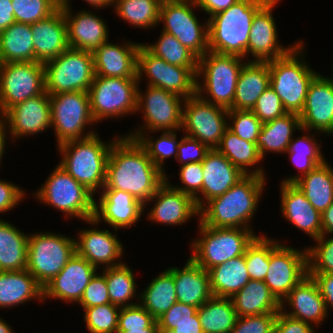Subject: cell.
I'll return each instance as SVG.
<instances>
[{"label":"cell","instance_id":"cell-1","mask_svg":"<svg viewBox=\"0 0 333 333\" xmlns=\"http://www.w3.org/2000/svg\"><path fill=\"white\" fill-rule=\"evenodd\" d=\"M164 181V173L136 139L123 134L113 142L102 189L128 192L145 205Z\"/></svg>","mask_w":333,"mask_h":333},{"label":"cell","instance_id":"cell-2","mask_svg":"<svg viewBox=\"0 0 333 333\" xmlns=\"http://www.w3.org/2000/svg\"><path fill=\"white\" fill-rule=\"evenodd\" d=\"M267 177L246 175L223 195L207 201L199 209L198 221L215 228L253 230L252 219L258 209Z\"/></svg>","mask_w":333,"mask_h":333},{"label":"cell","instance_id":"cell-3","mask_svg":"<svg viewBox=\"0 0 333 333\" xmlns=\"http://www.w3.org/2000/svg\"><path fill=\"white\" fill-rule=\"evenodd\" d=\"M118 137L117 133L106 142L97 132L83 139L64 142L56 146L61 156L58 165L96 196L105 186L110 148Z\"/></svg>","mask_w":333,"mask_h":333},{"label":"cell","instance_id":"cell-4","mask_svg":"<svg viewBox=\"0 0 333 333\" xmlns=\"http://www.w3.org/2000/svg\"><path fill=\"white\" fill-rule=\"evenodd\" d=\"M269 0H237L208 18L209 51L250 61L248 41L255 14Z\"/></svg>","mask_w":333,"mask_h":333},{"label":"cell","instance_id":"cell-5","mask_svg":"<svg viewBox=\"0 0 333 333\" xmlns=\"http://www.w3.org/2000/svg\"><path fill=\"white\" fill-rule=\"evenodd\" d=\"M304 47V41L299 40L285 56L267 61L271 88L281 99L285 110L297 114L304 108L310 83L319 74L306 61Z\"/></svg>","mask_w":333,"mask_h":333},{"label":"cell","instance_id":"cell-6","mask_svg":"<svg viewBox=\"0 0 333 333\" xmlns=\"http://www.w3.org/2000/svg\"><path fill=\"white\" fill-rule=\"evenodd\" d=\"M246 62L240 56L206 52L198 58L196 93L205 101L230 110L241 68Z\"/></svg>","mask_w":333,"mask_h":333},{"label":"cell","instance_id":"cell-7","mask_svg":"<svg viewBox=\"0 0 333 333\" xmlns=\"http://www.w3.org/2000/svg\"><path fill=\"white\" fill-rule=\"evenodd\" d=\"M34 192V199L62 212L64 219L94 218L95 196L58 164Z\"/></svg>","mask_w":333,"mask_h":333},{"label":"cell","instance_id":"cell-8","mask_svg":"<svg viewBox=\"0 0 333 333\" xmlns=\"http://www.w3.org/2000/svg\"><path fill=\"white\" fill-rule=\"evenodd\" d=\"M199 237L192 239L190 258L209 270L244 255L247 246L259 234L246 228H215L198 224Z\"/></svg>","mask_w":333,"mask_h":333},{"label":"cell","instance_id":"cell-9","mask_svg":"<svg viewBox=\"0 0 333 333\" xmlns=\"http://www.w3.org/2000/svg\"><path fill=\"white\" fill-rule=\"evenodd\" d=\"M142 91L137 89V110L142 113L140 127L124 135L137 139L142 133L159 131L180 132L182 127L184 98L176 93L159 87L148 86ZM144 92V93H143Z\"/></svg>","mask_w":333,"mask_h":333},{"label":"cell","instance_id":"cell-10","mask_svg":"<svg viewBox=\"0 0 333 333\" xmlns=\"http://www.w3.org/2000/svg\"><path fill=\"white\" fill-rule=\"evenodd\" d=\"M76 253L75 238L51 231L29 233L27 270L44 287Z\"/></svg>","mask_w":333,"mask_h":333},{"label":"cell","instance_id":"cell-11","mask_svg":"<svg viewBox=\"0 0 333 333\" xmlns=\"http://www.w3.org/2000/svg\"><path fill=\"white\" fill-rule=\"evenodd\" d=\"M49 96L51 128L56 137V146L97 133L92 129L97 124L91 114L88 92L76 91Z\"/></svg>","mask_w":333,"mask_h":333},{"label":"cell","instance_id":"cell-12","mask_svg":"<svg viewBox=\"0 0 333 333\" xmlns=\"http://www.w3.org/2000/svg\"><path fill=\"white\" fill-rule=\"evenodd\" d=\"M138 84L137 78L95 76L88 90L94 121L137 114Z\"/></svg>","mask_w":333,"mask_h":333},{"label":"cell","instance_id":"cell-13","mask_svg":"<svg viewBox=\"0 0 333 333\" xmlns=\"http://www.w3.org/2000/svg\"><path fill=\"white\" fill-rule=\"evenodd\" d=\"M45 89L49 95L88 92L94 77L92 52L68 48L44 64Z\"/></svg>","mask_w":333,"mask_h":333},{"label":"cell","instance_id":"cell-14","mask_svg":"<svg viewBox=\"0 0 333 333\" xmlns=\"http://www.w3.org/2000/svg\"><path fill=\"white\" fill-rule=\"evenodd\" d=\"M200 10L195 0L163 3L160 6L159 25L193 52L198 58L209 51L208 18L200 23L195 10Z\"/></svg>","mask_w":333,"mask_h":333},{"label":"cell","instance_id":"cell-15","mask_svg":"<svg viewBox=\"0 0 333 333\" xmlns=\"http://www.w3.org/2000/svg\"><path fill=\"white\" fill-rule=\"evenodd\" d=\"M306 276V247L300 250L269 238V267L264 282L275 298L281 302Z\"/></svg>","mask_w":333,"mask_h":333},{"label":"cell","instance_id":"cell-16","mask_svg":"<svg viewBox=\"0 0 333 333\" xmlns=\"http://www.w3.org/2000/svg\"><path fill=\"white\" fill-rule=\"evenodd\" d=\"M198 68L169 64L155 56L141 43L137 55V80L148 86L176 93L184 99L196 94Z\"/></svg>","mask_w":333,"mask_h":333},{"label":"cell","instance_id":"cell-17","mask_svg":"<svg viewBox=\"0 0 333 333\" xmlns=\"http://www.w3.org/2000/svg\"><path fill=\"white\" fill-rule=\"evenodd\" d=\"M45 91L43 63H0V117L14 105Z\"/></svg>","mask_w":333,"mask_h":333},{"label":"cell","instance_id":"cell-18","mask_svg":"<svg viewBox=\"0 0 333 333\" xmlns=\"http://www.w3.org/2000/svg\"><path fill=\"white\" fill-rule=\"evenodd\" d=\"M228 128V109L202 99L197 93L184 99L181 132L216 149Z\"/></svg>","mask_w":333,"mask_h":333},{"label":"cell","instance_id":"cell-19","mask_svg":"<svg viewBox=\"0 0 333 333\" xmlns=\"http://www.w3.org/2000/svg\"><path fill=\"white\" fill-rule=\"evenodd\" d=\"M84 222L91 227L84 228L76 234V253L98 270L101 267L105 269L122 265L124 247L117 237V230L114 234L108 228L99 229L97 226L99 223L94 218Z\"/></svg>","mask_w":333,"mask_h":333},{"label":"cell","instance_id":"cell-20","mask_svg":"<svg viewBox=\"0 0 333 333\" xmlns=\"http://www.w3.org/2000/svg\"><path fill=\"white\" fill-rule=\"evenodd\" d=\"M0 118L7 124L13 142L40 135L51 128L50 96L45 91L29 98L8 109Z\"/></svg>","mask_w":333,"mask_h":333},{"label":"cell","instance_id":"cell-21","mask_svg":"<svg viewBox=\"0 0 333 333\" xmlns=\"http://www.w3.org/2000/svg\"><path fill=\"white\" fill-rule=\"evenodd\" d=\"M281 0H269L254 16L248 41L250 61L267 62L285 56L299 41L284 47L278 39L273 9Z\"/></svg>","mask_w":333,"mask_h":333},{"label":"cell","instance_id":"cell-22","mask_svg":"<svg viewBox=\"0 0 333 333\" xmlns=\"http://www.w3.org/2000/svg\"><path fill=\"white\" fill-rule=\"evenodd\" d=\"M152 202V203H151ZM153 204V207L151 204ZM151 207L145 216L155 223L170 226L186 224L191 218L199 217V209L195 200L183 192L173 188L166 180L158 187L156 193L147 201ZM195 216V217H194Z\"/></svg>","mask_w":333,"mask_h":333},{"label":"cell","instance_id":"cell-23","mask_svg":"<svg viewBox=\"0 0 333 333\" xmlns=\"http://www.w3.org/2000/svg\"><path fill=\"white\" fill-rule=\"evenodd\" d=\"M98 269L75 253L63 269L43 287V302L47 299L64 303H79L84 290Z\"/></svg>","mask_w":333,"mask_h":333},{"label":"cell","instance_id":"cell-24","mask_svg":"<svg viewBox=\"0 0 333 333\" xmlns=\"http://www.w3.org/2000/svg\"><path fill=\"white\" fill-rule=\"evenodd\" d=\"M95 198L94 219L111 226L112 230L134 228L144 213V204L122 190L102 189Z\"/></svg>","mask_w":333,"mask_h":333},{"label":"cell","instance_id":"cell-25","mask_svg":"<svg viewBox=\"0 0 333 333\" xmlns=\"http://www.w3.org/2000/svg\"><path fill=\"white\" fill-rule=\"evenodd\" d=\"M299 117L302 128L333 136V84L321 73L310 83Z\"/></svg>","mask_w":333,"mask_h":333},{"label":"cell","instance_id":"cell-26","mask_svg":"<svg viewBox=\"0 0 333 333\" xmlns=\"http://www.w3.org/2000/svg\"><path fill=\"white\" fill-rule=\"evenodd\" d=\"M67 25L69 48L93 52L109 40V27L101 16L91 9H81L75 13L72 6H60Z\"/></svg>","mask_w":333,"mask_h":333},{"label":"cell","instance_id":"cell-27","mask_svg":"<svg viewBox=\"0 0 333 333\" xmlns=\"http://www.w3.org/2000/svg\"><path fill=\"white\" fill-rule=\"evenodd\" d=\"M280 305V311L287 316L310 323L317 329L330 315L318 285L311 276H306L296 285ZM286 307L290 308L287 310Z\"/></svg>","mask_w":333,"mask_h":333},{"label":"cell","instance_id":"cell-28","mask_svg":"<svg viewBox=\"0 0 333 333\" xmlns=\"http://www.w3.org/2000/svg\"><path fill=\"white\" fill-rule=\"evenodd\" d=\"M123 43V44H122ZM141 43L108 40L92 52L95 76L137 78V55Z\"/></svg>","mask_w":333,"mask_h":333},{"label":"cell","instance_id":"cell-29","mask_svg":"<svg viewBox=\"0 0 333 333\" xmlns=\"http://www.w3.org/2000/svg\"><path fill=\"white\" fill-rule=\"evenodd\" d=\"M280 211L290 224L312 240L322 235V216L294 183H280Z\"/></svg>","mask_w":333,"mask_h":333},{"label":"cell","instance_id":"cell-30","mask_svg":"<svg viewBox=\"0 0 333 333\" xmlns=\"http://www.w3.org/2000/svg\"><path fill=\"white\" fill-rule=\"evenodd\" d=\"M35 61L45 64L69 48L67 25L59 7L49 17L31 24Z\"/></svg>","mask_w":333,"mask_h":333},{"label":"cell","instance_id":"cell-31","mask_svg":"<svg viewBox=\"0 0 333 333\" xmlns=\"http://www.w3.org/2000/svg\"><path fill=\"white\" fill-rule=\"evenodd\" d=\"M203 183L201 207L210 199L223 195L246 175L217 149H210L202 161Z\"/></svg>","mask_w":333,"mask_h":333},{"label":"cell","instance_id":"cell-32","mask_svg":"<svg viewBox=\"0 0 333 333\" xmlns=\"http://www.w3.org/2000/svg\"><path fill=\"white\" fill-rule=\"evenodd\" d=\"M182 268L168 267L174 275L177 302L199 308L213 297L209 273L190 257Z\"/></svg>","mask_w":333,"mask_h":333},{"label":"cell","instance_id":"cell-33","mask_svg":"<svg viewBox=\"0 0 333 333\" xmlns=\"http://www.w3.org/2000/svg\"><path fill=\"white\" fill-rule=\"evenodd\" d=\"M33 300L43 302V287L27 269L0 271V310Z\"/></svg>","mask_w":333,"mask_h":333},{"label":"cell","instance_id":"cell-34","mask_svg":"<svg viewBox=\"0 0 333 333\" xmlns=\"http://www.w3.org/2000/svg\"><path fill=\"white\" fill-rule=\"evenodd\" d=\"M269 86L268 62L247 61L241 68L230 110L252 111L258 98Z\"/></svg>","mask_w":333,"mask_h":333},{"label":"cell","instance_id":"cell-35","mask_svg":"<svg viewBox=\"0 0 333 333\" xmlns=\"http://www.w3.org/2000/svg\"><path fill=\"white\" fill-rule=\"evenodd\" d=\"M298 131L303 132V135L293 136L284 154H288L289 161L297 168L298 173H300L287 176L282 179L281 183H295L299 178L308 174L327 160L321 148L323 141L316 139L317 136L315 135L317 134L315 131L302 127ZM311 132L313 133L311 134Z\"/></svg>","mask_w":333,"mask_h":333},{"label":"cell","instance_id":"cell-36","mask_svg":"<svg viewBox=\"0 0 333 333\" xmlns=\"http://www.w3.org/2000/svg\"><path fill=\"white\" fill-rule=\"evenodd\" d=\"M300 128L299 114L292 112H287L281 117L263 123L256 143L262 159L271 152L275 154L285 153L294 134Z\"/></svg>","mask_w":333,"mask_h":333},{"label":"cell","instance_id":"cell-37","mask_svg":"<svg viewBox=\"0 0 333 333\" xmlns=\"http://www.w3.org/2000/svg\"><path fill=\"white\" fill-rule=\"evenodd\" d=\"M216 149L245 175L267 177V171L262 164L260 166L264 160L260 156L256 143L241 139L227 128Z\"/></svg>","mask_w":333,"mask_h":333},{"label":"cell","instance_id":"cell-38","mask_svg":"<svg viewBox=\"0 0 333 333\" xmlns=\"http://www.w3.org/2000/svg\"><path fill=\"white\" fill-rule=\"evenodd\" d=\"M231 300L238 317L278 313L280 302L270 292L264 281L249 280L248 283Z\"/></svg>","mask_w":333,"mask_h":333},{"label":"cell","instance_id":"cell-39","mask_svg":"<svg viewBox=\"0 0 333 333\" xmlns=\"http://www.w3.org/2000/svg\"><path fill=\"white\" fill-rule=\"evenodd\" d=\"M28 234L11 222L0 219V271L27 268Z\"/></svg>","mask_w":333,"mask_h":333},{"label":"cell","instance_id":"cell-40","mask_svg":"<svg viewBox=\"0 0 333 333\" xmlns=\"http://www.w3.org/2000/svg\"><path fill=\"white\" fill-rule=\"evenodd\" d=\"M208 273L214 297L231 298L250 280L245 255L210 268Z\"/></svg>","mask_w":333,"mask_h":333},{"label":"cell","instance_id":"cell-41","mask_svg":"<svg viewBox=\"0 0 333 333\" xmlns=\"http://www.w3.org/2000/svg\"><path fill=\"white\" fill-rule=\"evenodd\" d=\"M294 184L321 214L333 203V167L327 160Z\"/></svg>","mask_w":333,"mask_h":333},{"label":"cell","instance_id":"cell-42","mask_svg":"<svg viewBox=\"0 0 333 333\" xmlns=\"http://www.w3.org/2000/svg\"><path fill=\"white\" fill-rule=\"evenodd\" d=\"M34 61L31 24L15 22L0 32V63Z\"/></svg>","mask_w":333,"mask_h":333},{"label":"cell","instance_id":"cell-43","mask_svg":"<svg viewBox=\"0 0 333 333\" xmlns=\"http://www.w3.org/2000/svg\"><path fill=\"white\" fill-rule=\"evenodd\" d=\"M177 302L174 275L167 268L139 293V304L156 320Z\"/></svg>","mask_w":333,"mask_h":333},{"label":"cell","instance_id":"cell-44","mask_svg":"<svg viewBox=\"0 0 333 333\" xmlns=\"http://www.w3.org/2000/svg\"><path fill=\"white\" fill-rule=\"evenodd\" d=\"M197 313L203 333H231L238 319L231 298L225 297L213 296Z\"/></svg>","mask_w":333,"mask_h":333},{"label":"cell","instance_id":"cell-45","mask_svg":"<svg viewBox=\"0 0 333 333\" xmlns=\"http://www.w3.org/2000/svg\"><path fill=\"white\" fill-rule=\"evenodd\" d=\"M130 267L124 261L122 265L105 268L101 272L106 277L111 303L120 308L139 304L140 292L136 290V277Z\"/></svg>","mask_w":333,"mask_h":333},{"label":"cell","instance_id":"cell-46","mask_svg":"<svg viewBox=\"0 0 333 333\" xmlns=\"http://www.w3.org/2000/svg\"><path fill=\"white\" fill-rule=\"evenodd\" d=\"M160 6L157 0H114L113 12L134 29L149 30L159 25Z\"/></svg>","mask_w":333,"mask_h":333},{"label":"cell","instance_id":"cell-47","mask_svg":"<svg viewBox=\"0 0 333 333\" xmlns=\"http://www.w3.org/2000/svg\"><path fill=\"white\" fill-rule=\"evenodd\" d=\"M155 43L143 45L155 56L162 58L169 64L187 68H198V57L186 46H183L176 37L161 30Z\"/></svg>","mask_w":333,"mask_h":333},{"label":"cell","instance_id":"cell-48","mask_svg":"<svg viewBox=\"0 0 333 333\" xmlns=\"http://www.w3.org/2000/svg\"><path fill=\"white\" fill-rule=\"evenodd\" d=\"M160 136L154 138L150 132L142 133L136 140L144 147L148 157L165 174V160L169 157L177 158L180 140L177 131H159ZM158 138V139H157Z\"/></svg>","mask_w":333,"mask_h":333},{"label":"cell","instance_id":"cell-49","mask_svg":"<svg viewBox=\"0 0 333 333\" xmlns=\"http://www.w3.org/2000/svg\"><path fill=\"white\" fill-rule=\"evenodd\" d=\"M120 307L106 303L85 308L82 316L89 333H116Z\"/></svg>","mask_w":333,"mask_h":333},{"label":"cell","instance_id":"cell-50","mask_svg":"<svg viewBox=\"0 0 333 333\" xmlns=\"http://www.w3.org/2000/svg\"><path fill=\"white\" fill-rule=\"evenodd\" d=\"M244 255L250 280L264 281L269 267V237L265 234L256 236Z\"/></svg>","mask_w":333,"mask_h":333},{"label":"cell","instance_id":"cell-51","mask_svg":"<svg viewBox=\"0 0 333 333\" xmlns=\"http://www.w3.org/2000/svg\"><path fill=\"white\" fill-rule=\"evenodd\" d=\"M60 3V0H12V7L17 23L34 24L53 14Z\"/></svg>","mask_w":333,"mask_h":333},{"label":"cell","instance_id":"cell-52","mask_svg":"<svg viewBox=\"0 0 333 333\" xmlns=\"http://www.w3.org/2000/svg\"><path fill=\"white\" fill-rule=\"evenodd\" d=\"M313 241L316 245L306 246L308 273H333V235Z\"/></svg>","mask_w":333,"mask_h":333},{"label":"cell","instance_id":"cell-53","mask_svg":"<svg viewBox=\"0 0 333 333\" xmlns=\"http://www.w3.org/2000/svg\"><path fill=\"white\" fill-rule=\"evenodd\" d=\"M178 177L182 184L173 185L170 183L169 175L164 174L165 180L175 189L191 196L196 203L198 209L201 208L203 168L202 162H192L183 166H179Z\"/></svg>","mask_w":333,"mask_h":333},{"label":"cell","instance_id":"cell-54","mask_svg":"<svg viewBox=\"0 0 333 333\" xmlns=\"http://www.w3.org/2000/svg\"><path fill=\"white\" fill-rule=\"evenodd\" d=\"M228 129L241 139L257 143L262 122L252 112L245 110H228Z\"/></svg>","mask_w":333,"mask_h":333},{"label":"cell","instance_id":"cell-55","mask_svg":"<svg viewBox=\"0 0 333 333\" xmlns=\"http://www.w3.org/2000/svg\"><path fill=\"white\" fill-rule=\"evenodd\" d=\"M156 319L140 304L120 308L117 330L149 328Z\"/></svg>","mask_w":333,"mask_h":333},{"label":"cell","instance_id":"cell-56","mask_svg":"<svg viewBox=\"0 0 333 333\" xmlns=\"http://www.w3.org/2000/svg\"><path fill=\"white\" fill-rule=\"evenodd\" d=\"M252 112L260 119L262 123L272 121L287 113L281 99L271 88V86H269L258 98L255 107L252 109Z\"/></svg>","mask_w":333,"mask_h":333},{"label":"cell","instance_id":"cell-57","mask_svg":"<svg viewBox=\"0 0 333 333\" xmlns=\"http://www.w3.org/2000/svg\"><path fill=\"white\" fill-rule=\"evenodd\" d=\"M111 303L106 277L99 271L86 286L83 296L78 303L83 310L93 306Z\"/></svg>","mask_w":333,"mask_h":333},{"label":"cell","instance_id":"cell-58","mask_svg":"<svg viewBox=\"0 0 333 333\" xmlns=\"http://www.w3.org/2000/svg\"><path fill=\"white\" fill-rule=\"evenodd\" d=\"M278 313L238 317L231 333H271Z\"/></svg>","mask_w":333,"mask_h":333},{"label":"cell","instance_id":"cell-59","mask_svg":"<svg viewBox=\"0 0 333 333\" xmlns=\"http://www.w3.org/2000/svg\"><path fill=\"white\" fill-rule=\"evenodd\" d=\"M182 136L178 146L176 162H178L180 166L192 162H202L210 149L197 139L187 135Z\"/></svg>","mask_w":333,"mask_h":333},{"label":"cell","instance_id":"cell-60","mask_svg":"<svg viewBox=\"0 0 333 333\" xmlns=\"http://www.w3.org/2000/svg\"><path fill=\"white\" fill-rule=\"evenodd\" d=\"M24 190L12 181L10 182V180L0 179V214L3 212L6 214L17 205L19 206L21 202L23 203V199L27 197Z\"/></svg>","mask_w":333,"mask_h":333},{"label":"cell","instance_id":"cell-61","mask_svg":"<svg viewBox=\"0 0 333 333\" xmlns=\"http://www.w3.org/2000/svg\"><path fill=\"white\" fill-rule=\"evenodd\" d=\"M312 324L291 318L279 311L275 319L273 333H316Z\"/></svg>","mask_w":333,"mask_h":333},{"label":"cell","instance_id":"cell-62","mask_svg":"<svg viewBox=\"0 0 333 333\" xmlns=\"http://www.w3.org/2000/svg\"><path fill=\"white\" fill-rule=\"evenodd\" d=\"M197 310V307L176 302L157 319V322L195 321Z\"/></svg>","mask_w":333,"mask_h":333},{"label":"cell","instance_id":"cell-63","mask_svg":"<svg viewBox=\"0 0 333 333\" xmlns=\"http://www.w3.org/2000/svg\"><path fill=\"white\" fill-rule=\"evenodd\" d=\"M159 333H203L202 326L195 314V321L158 322Z\"/></svg>","mask_w":333,"mask_h":333},{"label":"cell","instance_id":"cell-64","mask_svg":"<svg viewBox=\"0 0 333 333\" xmlns=\"http://www.w3.org/2000/svg\"><path fill=\"white\" fill-rule=\"evenodd\" d=\"M308 276H311L317 283L329 314L333 309V273H308Z\"/></svg>","mask_w":333,"mask_h":333},{"label":"cell","instance_id":"cell-65","mask_svg":"<svg viewBox=\"0 0 333 333\" xmlns=\"http://www.w3.org/2000/svg\"><path fill=\"white\" fill-rule=\"evenodd\" d=\"M237 0H195L196 5L200 8L201 11L207 14L208 18L220 11L225 10Z\"/></svg>","mask_w":333,"mask_h":333},{"label":"cell","instance_id":"cell-66","mask_svg":"<svg viewBox=\"0 0 333 333\" xmlns=\"http://www.w3.org/2000/svg\"><path fill=\"white\" fill-rule=\"evenodd\" d=\"M15 22L12 0H0V32Z\"/></svg>","mask_w":333,"mask_h":333},{"label":"cell","instance_id":"cell-67","mask_svg":"<svg viewBox=\"0 0 333 333\" xmlns=\"http://www.w3.org/2000/svg\"><path fill=\"white\" fill-rule=\"evenodd\" d=\"M322 235H333V203L321 214Z\"/></svg>","mask_w":333,"mask_h":333},{"label":"cell","instance_id":"cell-68","mask_svg":"<svg viewBox=\"0 0 333 333\" xmlns=\"http://www.w3.org/2000/svg\"><path fill=\"white\" fill-rule=\"evenodd\" d=\"M93 9L98 11L103 8H110L114 5V0H83ZM70 0H61L60 6H70Z\"/></svg>","mask_w":333,"mask_h":333},{"label":"cell","instance_id":"cell-69","mask_svg":"<svg viewBox=\"0 0 333 333\" xmlns=\"http://www.w3.org/2000/svg\"><path fill=\"white\" fill-rule=\"evenodd\" d=\"M9 134L10 133L8 131L7 124L0 118V165L2 164L3 158L5 157L4 155L6 154L5 153L6 152L5 146L7 145L6 141L8 140V138L9 140L11 139ZM7 135L9 137H7Z\"/></svg>","mask_w":333,"mask_h":333},{"label":"cell","instance_id":"cell-70","mask_svg":"<svg viewBox=\"0 0 333 333\" xmlns=\"http://www.w3.org/2000/svg\"><path fill=\"white\" fill-rule=\"evenodd\" d=\"M116 333H159V327L157 320L149 327L145 329L136 330H117Z\"/></svg>","mask_w":333,"mask_h":333},{"label":"cell","instance_id":"cell-71","mask_svg":"<svg viewBox=\"0 0 333 333\" xmlns=\"http://www.w3.org/2000/svg\"><path fill=\"white\" fill-rule=\"evenodd\" d=\"M0 333H15L10 324L7 323L3 318H0Z\"/></svg>","mask_w":333,"mask_h":333},{"label":"cell","instance_id":"cell-72","mask_svg":"<svg viewBox=\"0 0 333 333\" xmlns=\"http://www.w3.org/2000/svg\"><path fill=\"white\" fill-rule=\"evenodd\" d=\"M160 4H163V3H171V2H180V1H183V0H157Z\"/></svg>","mask_w":333,"mask_h":333},{"label":"cell","instance_id":"cell-73","mask_svg":"<svg viewBox=\"0 0 333 333\" xmlns=\"http://www.w3.org/2000/svg\"><path fill=\"white\" fill-rule=\"evenodd\" d=\"M333 62V61H332ZM333 71V70H332ZM332 84H333V75H332V77L331 76H329V77H327V76H325Z\"/></svg>","mask_w":333,"mask_h":333}]
</instances>
